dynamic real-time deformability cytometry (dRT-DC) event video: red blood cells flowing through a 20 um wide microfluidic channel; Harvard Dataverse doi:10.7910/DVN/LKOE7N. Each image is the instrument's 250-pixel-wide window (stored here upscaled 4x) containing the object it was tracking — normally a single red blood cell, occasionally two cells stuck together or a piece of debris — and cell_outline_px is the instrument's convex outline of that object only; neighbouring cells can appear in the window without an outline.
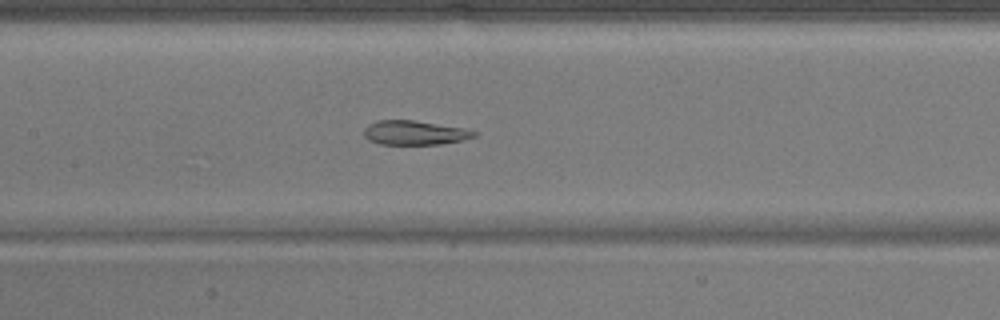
{"species": "common noctule bat (a hibernating species)", "species_latin": "Nyctalus noctula", "temperature_condition": "warm", "stored_images_in_passage": 35, "camera_frame_rate_fps": 3000, "um_per_image_px": 0.085, "animal": {"sex": "male", "body_mass_g": 17.9}, "frame": {"image": 1, "passage_image": 9, "time_ms": 2.667, "image_size_px": [1000, 320], "cell_outline_px": [[476, 136], [460, 140], [440, 144], [380, 144], [368, 140], [364, 136], [364, 128], [368, 124], [380, 120], [412, 120], [464, 128], [476, 132]], "centroid_in_image_um": [35.19, 11.28], "position_along_channel_um": 172.2, "area_um2": 15.37}}
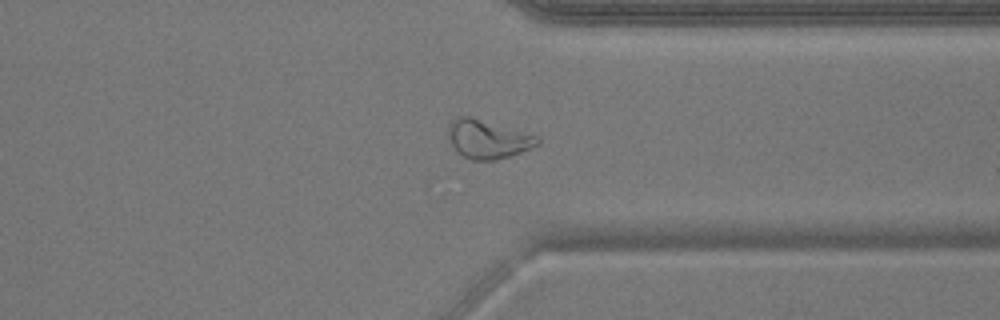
{"frame": {"image": 2, "passage_image": 24, "time_ms": 7.667, "image_size_px": [1000, 320], "cell_outline_px": [[540, 144], [512, 156], [496, 160], [472, 160], [456, 152], [448, 140], [448, 124], [456, 116], [468, 116], [536, 136], [540, 140]], "centroid_in_image_um": [41.41, 11.85], "position_along_channel_um": 370.0, "area_um2": 19.94}}
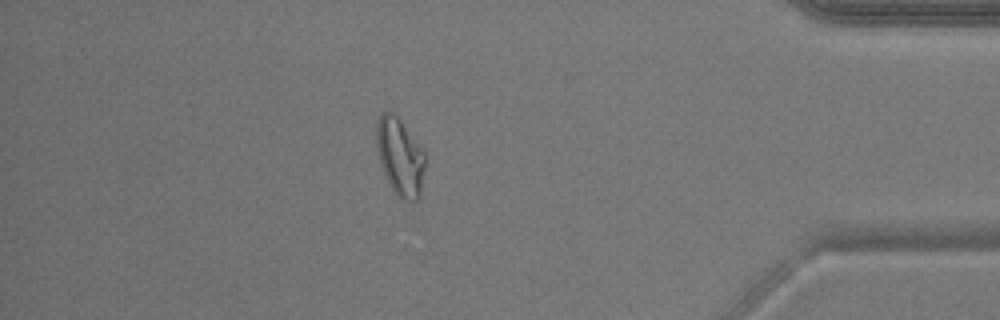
{"frame": {"image": 3, "passage_image": 29, "time_ms": 9.333, "image_size_px": [1000, 320], "cell_outline_px": [[424, 168], [420, 192], [416, 200], [404, 200], [396, 196], [380, 164], [376, 148], [376, 124], [380, 116], [384, 112], [392, 112], [400, 120], [424, 152]], "centroid_in_image_um": [33.97, 13.33], "position_along_channel_um": 401.2, "area_um2": 21.44}}